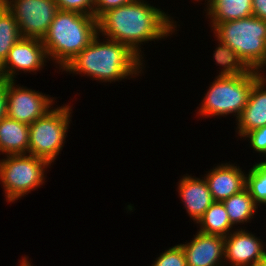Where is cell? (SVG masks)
<instances>
[{"label": "cell", "instance_id": "6da1fadb", "mask_svg": "<svg viewBox=\"0 0 266 266\" xmlns=\"http://www.w3.org/2000/svg\"><path fill=\"white\" fill-rule=\"evenodd\" d=\"M171 17L160 8L136 2L111 9L98 19V33L105 38L128 46L141 59L142 42L161 40L177 27Z\"/></svg>", "mask_w": 266, "mask_h": 266}, {"label": "cell", "instance_id": "7a4b0ae2", "mask_svg": "<svg viewBox=\"0 0 266 266\" xmlns=\"http://www.w3.org/2000/svg\"><path fill=\"white\" fill-rule=\"evenodd\" d=\"M98 35L62 71L110 83L141 74L144 60L125 44L108 38L100 42Z\"/></svg>", "mask_w": 266, "mask_h": 266}, {"label": "cell", "instance_id": "3957f363", "mask_svg": "<svg viewBox=\"0 0 266 266\" xmlns=\"http://www.w3.org/2000/svg\"><path fill=\"white\" fill-rule=\"evenodd\" d=\"M97 34L98 20L94 16L58 10L41 41L48 60L53 58L63 70Z\"/></svg>", "mask_w": 266, "mask_h": 266}, {"label": "cell", "instance_id": "277c9868", "mask_svg": "<svg viewBox=\"0 0 266 266\" xmlns=\"http://www.w3.org/2000/svg\"><path fill=\"white\" fill-rule=\"evenodd\" d=\"M215 36L227 44L252 70L261 71L266 64V21L253 15L217 23Z\"/></svg>", "mask_w": 266, "mask_h": 266}, {"label": "cell", "instance_id": "5b68a950", "mask_svg": "<svg viewBox=\"0 0 266 266\" xmlns=\"http://www.w3.org/2000/svg\"><path fill=\"white\" fill-rule=\"evenodd\" d=\"M259 77V71L252 69L244 75H218L203 98L198 114L212 117L235 113L238 119L248 103L253 83Z\"/></svg>", "mask_w": 266, "mask_h": 266}, {"label": "cell", "instance_id": "8992f818", "mask_svg": "<svg viewBox=\"0 0 266 266\" xmlns=\"http://www.w3.org/2000/svg\"><path fill=\"white\" fill-rule=\"evenodd\" d=\"M71 111L68 105L57 107L30 124L28 154L46 160L51 166L64 145Z\"/></svg>", "mask_w": 266, "mask_h": 266}, {"label": "cell", "instance_id": "52a82bcc", "mask_svg": "<svg viewBox=\"0 0 266 266\" xmlns=\"http://www.w3.org/2000/svg\"><path fill=\"white\" fill-rule=\"evenodd\" d=\"M49 163L30 154L7 155L0 160V180L7 202H14L45 182Z\"/></svg>", "mask_w": 266, "mask_h": 266}, {"label": "cell", "instance_id": "ba28073f", "mask_svg": "<svg viewBox=\"0 0 266 266\" xmlns=\"http://www.w3.org/2000/svg\"><path fill=\"white\" fill-rule=\"evenodd\" d=\"M13 14L23 38L44 37L58 11L55 0H1Z\"/></svg>", "mask_w": 266, "mask_h": 266}, {"label": "cell", "instance_id": "9c48e42d", "mask_svg": "<svg viewBox=\"0 0 266 266\" xmlns=\"http://www.w3.org/2000/svg\"><path fill=\"white\" fill-rule=\"evenodd\" d=\"M14 82L7 81L8 118L30 125L53 108V98L26 87H16Z\"/></svg>", "mask_w": 266, "mask_h": 266}, {"label": "cell", "instance_id": "30bf717a", "mask_svg": "<svg viewBox=\"0 0 266 266\" xmlns=\"http://www.w3.org/2000/svg\"><path fill=\"white\" fill-rule=\"evenodd\" d=\"M46 58L48 60L45 47L40 39L22 37L13 45L4 63L0 66V79L15 81V75L20 70L38 71L45 66Z\"/></svg>", "mask_w": 266, "mask_h": 266}, {"label": "cell", "instance_id": "8fae6325", "mask_svg": "<svg viewBox=\"0 0 266 266\" xmlns=\"http://www.w3.org/2000/svg\"><path fill=\"white\" fill-rule=\"evenodd\" d=\"M245 229H237L225 237V260L231 266H250L266 259L263 242Z\"/></svg>", "mask_w": 266, "mask_h": 266}, {"label": "cell", "instance_id": "7c38bea8", "mask_svg": "<svg viewBox=\"0 0 266 266\" xmlns=\"http://www.w3.org/2000/svg\"><path fill=\"white\" fill-rule=\"evenodd\" d=\"M187 244H180L187 266H224L225 237L197 232ZM222 258V259H221Z\"/></svg>", "mask_w": 266, "mask_h": 266}, {"label": "cell", "instance_id": "4fadbf2b", "mask_svg": "<svg viewBox=\"0 0 266 266\" xmlns=\"http://www.w3.org/2000/svg\"><path fill=\"white\" fill-rule=\"evenodd\" d=\"M234 164H221L205 174L213 201L222 202L246 188V174Z\"/></svg>", "mask_w": 266, "mask_h": 266}, {"label": "cell", "instance_id": "5bb4252c", "mask_svg": "<svg viewBox=\"0 0 266 266\" xmlns=\"http://www.w3.org/2000/svg\"><path fill=\"white\" fill-rule=\"evenodd\" d=\"M259 75L253 83L248 103L237 119V134L240 137L266 125V78L260 72Z\"/></svg>", "mask_w": 266, "mask_h": 266}, {"label": "cell", "instance_id": "9a60e30c", "mask_svg": "<svg viewBox=\"0 0 266 266\" xmlns=\"http://www.w3.org/2000/svg\"><path fill=\"white\" fill-rule=\"evenodd\" d=\"M178 192L194 222H197L214 202L205 177L199 179L188 174L183 176L178 185Z\"/></svg>", "mask_w": 266, "mask_h": 266}, {"label": "cell", "instance_id": "2e32d148", "mask_svg": "<svg viewBox=\"0 0 266 266\" xmlns=\"http://www.w3.org/2000/svg\"><path fill=\"white\" fill-rule=\"evenodd\" d=\"M29 125L8 118L0 120V152L7 155L28 154Z\"/></svg>", "mask_w": 266, "mask_h": 266}, {"label": "cell", "instance_id": "e0dca14e", "mask_svg": "<svg viewBox=\"0 0 266 266\" xmlns=\"http://www.w3.org/2000/svg\"><path fill=\"white\" fill-rule=\"evenodd\" d=\"M207 16L211 27L224 21H233L253 15L252 0H208Z\"/></svg>", "mask_w": 266, "mask_h": 266}, {"label": "cell", "instance_id": "ac0fdd59", "mask_svg": "<svg viewBox=\"0 0 266 266\" xmlns=\"http://www.w3.org/2000/svg\"><path fill=\"white\" fill-rule=\"evenodd\" d=\"M200 224L201 233L226 237L233 229L226 208L222 202L214 201L196 222Z\"/></svg>", "mask_w": 266, "mask_h": 266}, {"label": "cell", "instance_id": "d6986e66", "mask_svg": "<svg viewBox=\"0 0 266 266\" xmlns=\"http://www.w3.org/2000/svg\"><path fill=\"white\" fill-rule=\"evenodd\" d=\"M222 203L233 226L250 221L258 208L247 188L223 200Z\"/></svg>", "mask_w": 266, "mask_h": 266}, {"label": "cell", "instance_id": "ffe728a7", "mask_svg": "<svg viewBox=\"0 0 266 266\" xmlns=\"http://www.w3.org/2000/svg\"><path fill=\"white\" fill-rule=\"evenodd\" d=\"M22 38L13 14L0 2V66L13 45Z\"/></svg>", "mask_w": 266, "mask_h": 266}, {"label": "cell", "instance_id": "44dd1931", "mask_svg": "<svg viewBox=\"0 0 266 266\" xmlns=\"http://www.w3.org/2000/svg\"><path fill=\"white\" fill-rule=\"evenodd\" d=\"M217 40L219 45L213 55L216 64L223 67L219 76L244 75L251 70L233 49L220 39L217 38Z\"/></svg>", "mask_w": 266, "mask_h": 266}, {"label": "cell", "instance_id": "7402d4cb", "mask_svg": "<svg viewBox=\"0 0 266 266\" xmlns=\"http://www.w3.org/2000/svg\"><path fill=\"white\" fill-rule=\"evenodd\" d=\"M246 188L259 206L266 205V165L256 163L246 175Z\"/></svg>", "mask_w": 266, "mask_h": 266}, {"label": "cell", "instance_id": "603a6c76", "mask_svg": "<svg viewBox=\"0 0 266 266\" xmlns=\"http://www.w3.org/2000/svg\"><path fill=\"white\" fill-rule=\"evenodd\" d=\"M152 266H187L186 256L180 244L165 250Z\"/></svg>", "mask_w": 266, "mask_h": 266}, {"label": "cell", "instance_id": "cb8c5ba5", "mask_svg": "<svg viewBox=\"0 0 266 266\" xmlns=\"http://www.w3.org/2000/svg\"><path fill=\"white\" fill-rule=\"evenodd\" d=\"M58 10L94 16V0H55Z\"/></svg>", "mask_w": 266, "mask_h": 266}, {"label": "cell", "instance_id": "d4e9b609", "mask_svg": "<svg viewBox=\"0 0 266 266\" xmlns=\"http://www.w3.org/2000/svg\"><path fill=\"white\" fill-rule=\"evenodd\" d=\"M249 138L251 147L260 154L266 152V125L257 129H254L250 132L245 133L243 136Z\"/></svg>", "mask_w": 266, "mask_h": 266}, {"label": "cell", "instance_id": "484cf974", "mask_svg": "<svg viewBox=\"0 0 266 266\" xmlns=\"http://www.w3.org/2000/svg\"><path fill=\"white\" fill-rule=\"evenodd\" d=\"M137 0H94V17L98 20L107 11Z\"/></svg>", "mask_w": 266, "mask_h": 266}, {"label": "cell", "instance_id": "4316f807", "mask_svg": "<svg viewBox=\"0 0 266 266\" xmlns=\"http://www.w3.org/2000/svg\"><path fill=\"white\" fill-rule=\"evenodd\" d=\"M7 116V81L0 80V120Z\"/></svg>", "mask_w": 266, "mask_h": 266}, {"label": "cell", "instance_id": "83f0119b", "mask_svg": "<svg viewBox=\"0 0 266 266\" xmlns=\"http://www.w3.org/2000/svg\"><path fill=\"white\" fill-rule=\"evenodd\" d=\"M253 16L266 21V0H252Z\"/></svg>", "mask_w": 266, "mask_h": 266}, {"label": "cell", "instance_id": "f1b7e54d", "mask_svg": "<svg viewBox=\"0 0 266 266\" xmlns=\"http://www.w3.org/2000/svg\"><path fill=\"white\" fill-rule=\"evenodd\" d=\"M27 259H28V257L26 258V256L24 258H22V260L20 262V266H31V263Z\"/></svg>", "mask_w": 266, "mask_h": 266}, {"label": "cell", "instance_id": "f546056e", "mask_svg": "<svg viewBox=\"0 0 266 266\" xmlns=\"http://www.w3.org/2000/svg\"><path fill=\"white\" fill-rule=\"evenodd\" d=\"M250 266H266V259L256 262L254 264H251Z\"/></svg>", "mask_w": 266, "mask_h": 266}, {"label": "cell", "instance_id": "4dcf8cb0", "mask_svg": "<svg viewBox=\"0 0 266 266\" xmlns=\"http://www.w3.org/2000/svg\"><path fill=\"white\" fill-rule=\"evenodd\" d=\"M263 155L266 156V152ZM261 163L266 165V161H261Z\"/></svg>", "mask_w": 266, "mask_h": 266}]
</instances>
